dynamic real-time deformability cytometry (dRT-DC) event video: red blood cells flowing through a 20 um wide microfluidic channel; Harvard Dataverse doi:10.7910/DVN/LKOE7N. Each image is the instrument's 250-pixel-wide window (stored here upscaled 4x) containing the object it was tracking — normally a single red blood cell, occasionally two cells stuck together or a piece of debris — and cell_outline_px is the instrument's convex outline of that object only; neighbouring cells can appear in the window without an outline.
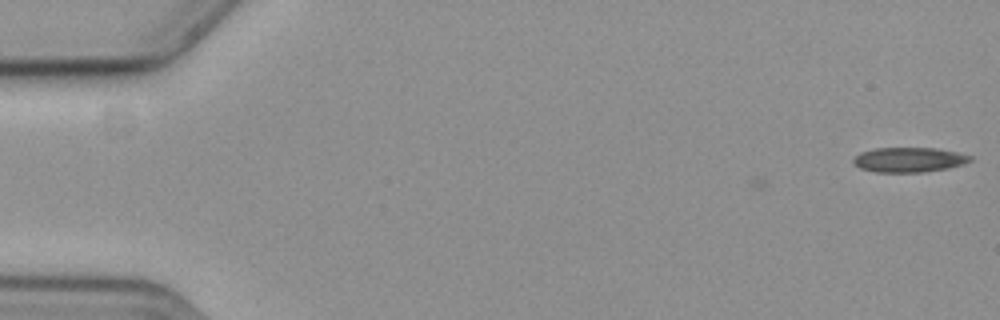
{"species": "common noctule bat (a hibernating species)", "species_latin": "Nyctalus noctula", "temperature_condition": "cold", "stored_images_in_passage": 2, "camera_frame_rate_fps": 3000, "um_per_image_px": 0.085, "animal": {"sex": "female", "body_mass_g": 19.3, "forearm_length_mm": 54.1}, "frame": {"image": 1, "passage_image": 2, "time_ms": 0.333, "image_size_px": [1000, 320], "cell_outline_px": [[972, 160], [964, 164], [948, 168], [924, 172], [876, 172], [860, 168], [852, 164], [852, 160], [860, 152], [876, 148], [936, 148], [956, 152], [972, 156]], "centroid_in_image_um": [77.25, 13.58], "position_along_channel_um": 7.7, "area_um2": 16.94}}